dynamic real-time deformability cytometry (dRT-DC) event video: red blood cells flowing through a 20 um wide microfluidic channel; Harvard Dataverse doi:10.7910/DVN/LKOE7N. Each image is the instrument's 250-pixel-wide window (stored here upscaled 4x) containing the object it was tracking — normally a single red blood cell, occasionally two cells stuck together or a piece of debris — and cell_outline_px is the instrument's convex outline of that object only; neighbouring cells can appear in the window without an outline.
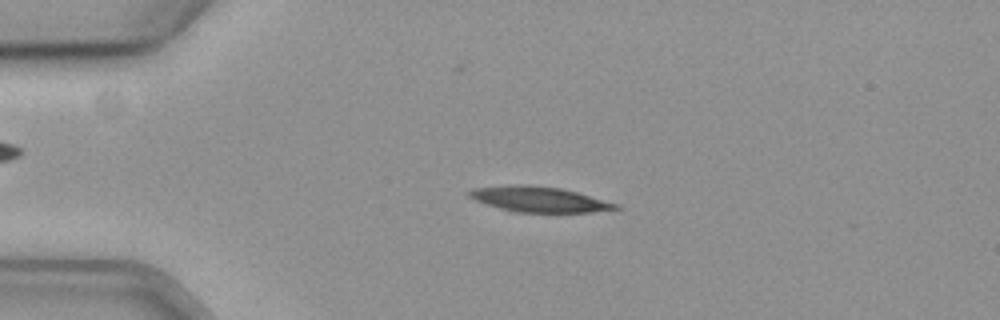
{"species": "common noctule bat (a hibernating species)", "species_latin": "Nyctalus noctula", "temperature_condition": "cold", "stored_images_in_passage": 57, "camera_frame_rate_fps": 3000, "um_per_image_px": 0.085, "animal": {"sex": "female", "body_mass_g": 19.3, "forearm_length_mm": 54.1}, "frame": {"image": 1, "passage_image": 13, "time_ms": 4.0, "image_size_px": [1000, 320], "cell_outline_px": [[620, 208], [592, 212], [512, 212], [476, 200], [468, 196], [468, 192], [472, 188], [528, 184], [560, 188], [576, 192], [620, 204]], "centroid_in_image_um": [45.85, 16.94], "position_along_channel_um": 39.2, "area_um2": 21.39}}
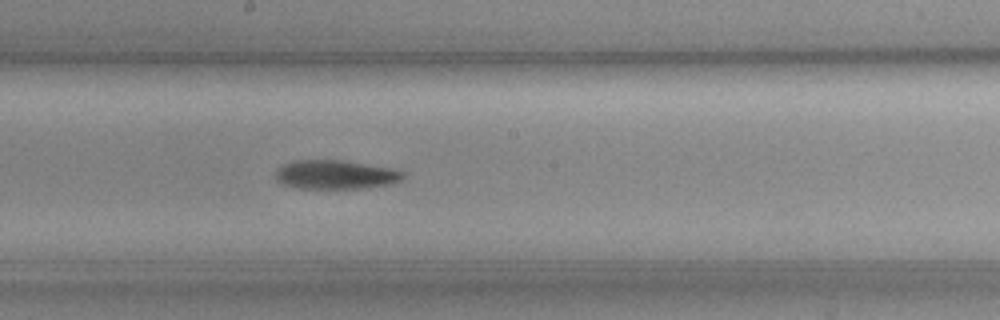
{"frame": {"image": 2, "passage_image": 31, "time_ms": 10.0, "image_size_px": [1000, 320], "cell_outline_px": [[404, 176], [400, 180], [388, 184], [364, 188], [296, 188], [284, 184], [276, 180], [276, 168], [292, 160], [344, 160], [388, 168], [404, 172]], "centroid_in_image_um": [28.46, 14.84], "position_along_channel_um": 219.7, "area_um2": 21.33}}
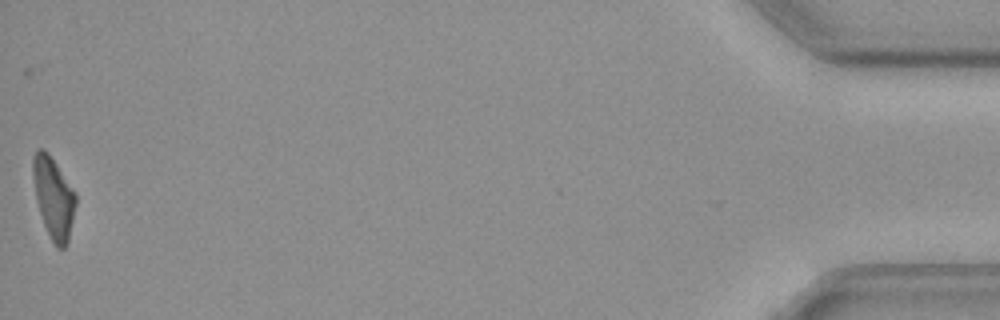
{"frame": {"image": 3, "passage_image": 57, "time_ms": 18.667, "image_size_px": [1000, 320], "cell_outline_px": [[76, 204], [68, 244], [64, 248], [56, 248], [44, 224], [36, 200], [32, 172], [32, 156], [36, 148], [44, 148], [48, 152], [76, 192]], "centroid_in_image_um": [4.55, 16.77], "position_along_channel_um": 430.7, "area_um2": 20.4}, "authors_computed_cell_mechanics": {"area_um2": 21.386, "velocity_mm_per_s": 3.599, "shape_relaxation_time_tau1_ms": 6.9641, "shape_relaxation_time_tau2_ms": null, "deformation_change_tau1": 0.212, "deformation_change_tau2": null}}